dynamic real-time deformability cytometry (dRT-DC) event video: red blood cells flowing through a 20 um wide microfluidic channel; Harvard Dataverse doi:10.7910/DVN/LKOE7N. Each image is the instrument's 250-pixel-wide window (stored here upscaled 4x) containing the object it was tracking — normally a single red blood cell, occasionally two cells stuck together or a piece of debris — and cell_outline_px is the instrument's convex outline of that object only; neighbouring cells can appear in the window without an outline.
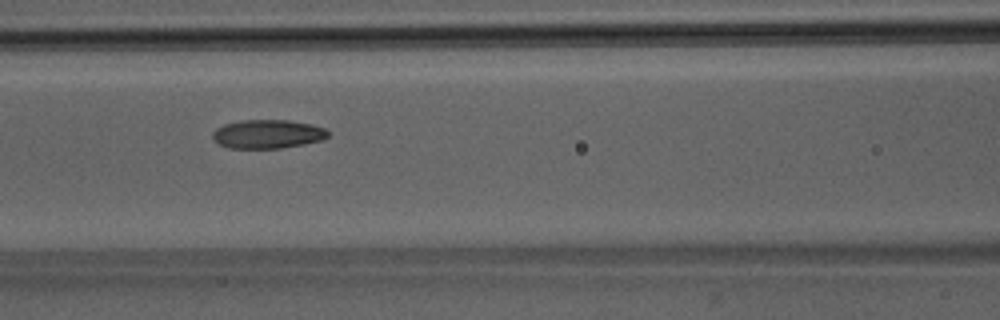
{"species": "Egyptian fruit bat (a non-hibernating species)", "species_latin": "Rousettus aegyptiacus", "temperature_condition": "room temperature", "stored_images_in_passage": 43, "camera_frame_rate_fps": 3000, "um_per_image_px": 0.085, "animal": {"sex": "male"}, "frame": {"image": 1, "passage_image": 15, "time_ms": 4.667, "image_size_px": [1000, 320], "cell_outline_px": [[328, 136], [324, 140], [304, 144], [280, 148], [228, 148], [220, 144], [212, 136], [212, 132], [216, 128], [224, 124], [240, 120], [288, 120], [312, 124], [324, 128], [328, 132]], "centroid_in_image_um": [22.76, 11.39], "position_along_channel_um": 143.8, "area_um2": 19.36}}
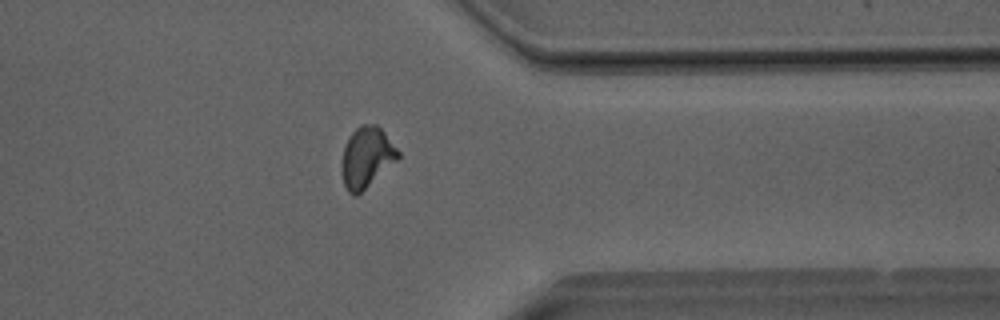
{"frame": {"image": 2, "passage_image": 33, "time_ms": 10.667, "image_size_px": [1000, 320], "cell_outline_px": [[400, 156], [396, 160], [356, 196], [348, 192], [344, 184], [340, 172], [340, 164], [344, 148], [348, 136], [360, 124], [376, 124], [384, 132], [400, 152]], "centroid_in_image_um": [31.12, 13.35], "position_along_channel_um": 380.3, "area_um2": 19.77}}
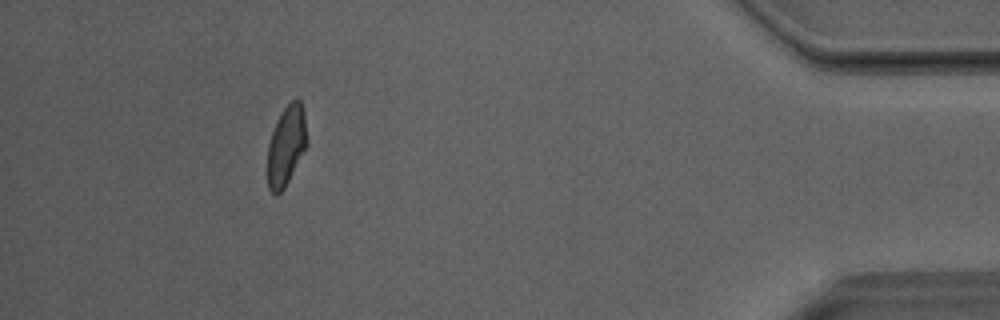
{"frame": {"image": 3, "passage_image": 39, "time_ms": 12.667, "image_size_px": [1000, 320], "cell_outline_px": [[308, 144], [284, 188], [276, 196], [268, 188], [268, 144], [276, 120], [280, 112], [296, 96], [300, 100], [304, 112], [308, 140]], "centroid_in_image_um": [24.34, 12.34], "position_along_channel_um": 410.9, "area_um2": 18.44}, "authors_computed_cell_mechanics": {"area_um2": 19.4208, "velocity_mm_per_s": 4.0657, "shape_relaxation_time_tau1_ms": 6.7894, "shape_relaxation_time_tau2_ms": 2.1854, "deformation_change_tau1": 0.1692, "deformation_change_tau2": 0.0892}}